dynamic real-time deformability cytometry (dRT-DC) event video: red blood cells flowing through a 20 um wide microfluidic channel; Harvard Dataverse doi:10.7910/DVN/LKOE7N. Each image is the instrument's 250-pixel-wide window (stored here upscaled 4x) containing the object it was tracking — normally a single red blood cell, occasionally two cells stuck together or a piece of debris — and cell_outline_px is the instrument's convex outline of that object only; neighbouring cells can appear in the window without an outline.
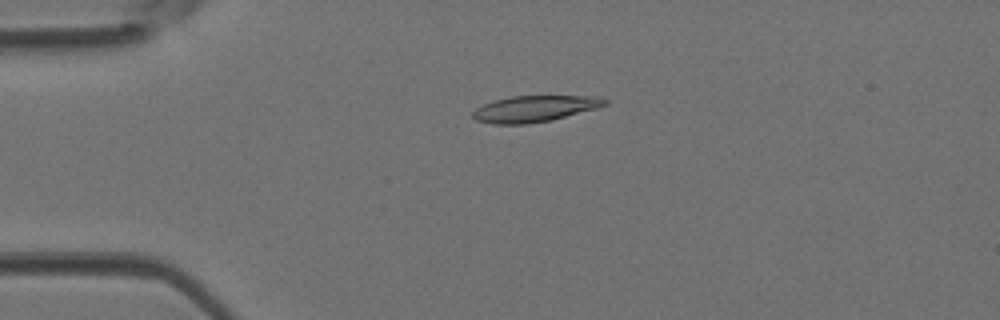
{"species": "Egyptian fruit bat (a non-hibernating species)", "species_latin": "Rousettus aegyptiacus", "temperature_condition": "room temperature", "stored_images_in_passage": 16, "camera_frame_rate_fps": 3000, "um_per_image_px": 0.085, "animal": {"sex": "female"}, "frame": {"image": 1, "passage_image": 11, "time_ms": 3.333, "image_size_px": [1000, 320], "cell_outline_px": [[608, 104], [596, 108], [552, 120], [528, 124], [492, 124], [476, 120], [472, 116], [472, 112], [476, 108], [492, 100], [512, 96], [600, 96], [608, 100]], "centroid_in_image_um": [45.43, 9.24], "position_along_channel_um": 39.6, "area_um2": 20.29}}